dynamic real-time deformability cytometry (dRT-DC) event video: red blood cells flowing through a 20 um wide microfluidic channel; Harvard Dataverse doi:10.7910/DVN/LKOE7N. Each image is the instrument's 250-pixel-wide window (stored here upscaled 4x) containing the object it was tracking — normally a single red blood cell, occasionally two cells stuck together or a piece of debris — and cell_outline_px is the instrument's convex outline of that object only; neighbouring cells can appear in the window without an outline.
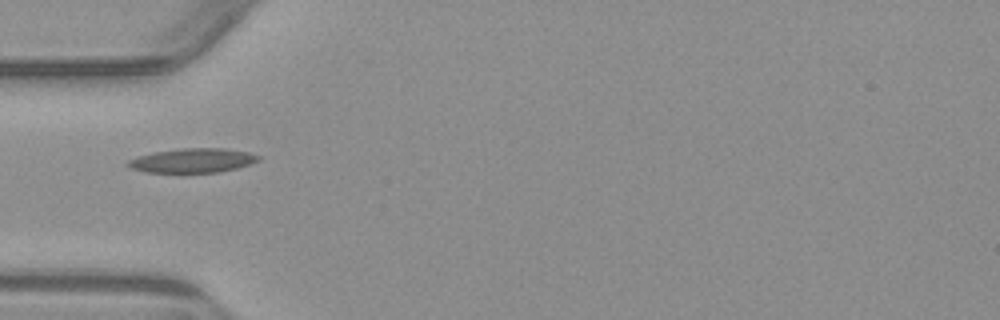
{"species": "common noctule bat (a hibernating species)", "species_latin": "Nyctalus noctula", "temperature_condition": "warm", "stored_images_in_passage": 1, "camera_frame_rate_fps": 3000, "um_per_image_px": 0.085, "animal": {"sex": "male", "body_mass_g": 23.1, "forearm_length_mm": 52.7}, "frame": {"image": 1, "passage_image": 1, "time_ms": 0.0, "image_size_px": [1000, 320], "cell_outline_px": [[260, 160], [236, 168], [216, 172], [144, 172], [132, 168], [124, 164], [128, 160], [136, 156], [156, 152], [184, 148], [228, 148], [248, 152], [260, 156]], "centroid_in_image_um": [16.35, 13.63], "position_along_channel_um": 68.6, "area_um2": 18.32}}